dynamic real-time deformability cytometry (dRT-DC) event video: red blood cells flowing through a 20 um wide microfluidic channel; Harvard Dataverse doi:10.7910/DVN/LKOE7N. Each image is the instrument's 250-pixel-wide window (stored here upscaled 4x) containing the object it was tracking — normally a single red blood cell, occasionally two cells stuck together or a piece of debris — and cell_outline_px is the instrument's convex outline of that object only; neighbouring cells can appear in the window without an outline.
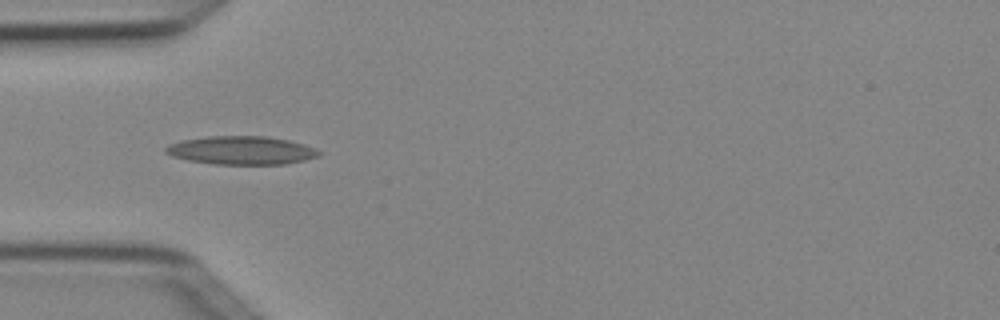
{"species": "Egyptian fruit bat (a non-hibernating species)", "species_latin": "Rousettus aegyptiacus", "temperature_condition": "cold", "stored_images_in_passage": 6, "camera_frame_rate_fps": 3000, "um_per_image_px": 0.085, "animal": {"sex": "female"}, "frame": {"image": 1, "passage_image": 4, "time_ms": 1.0, "image_size_px": [1000, 320], "cell_outline_px": [[320, 156], [304, 160], [284, 164], [212, 164], [188, 160], [172, 156], [164, 152], [164, 148], [168, 144], [184, 140], [208, 136], [264, 136], [288, 140], [304, 144], [316, 148], [320, 152]], "centroid_in_image_um": [20.51, 12.78], "position_along_channel_um": 64.5, "area_um2": 25.32}}
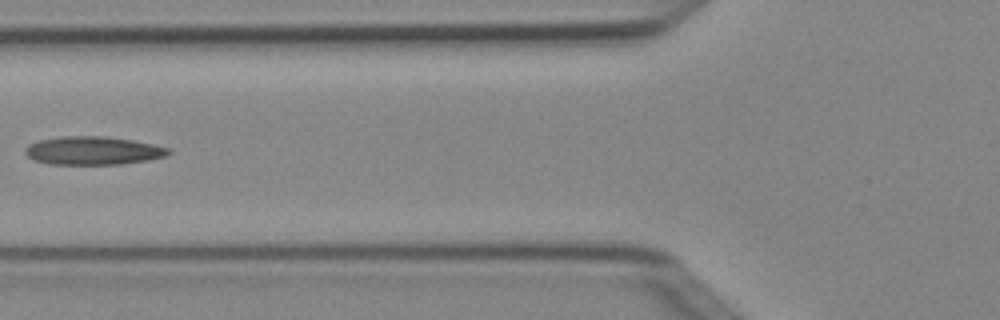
{"frame": {"image": 2, "passage_image": 5, "time_ms": 1.333, "image_size_px": [1000, 320], "cell_outline_px": [[172, 152], [168, 156], [148, 160], [120, 164], [48, 164], [36, 160], [28, 156], [24, 152], [24, 148], [28, 144], [40, 140], [64, 136], [104, 136], [132, 140], [172, 148]], "centroid_in_image_um": [7.95, 12.8], "position_along_channel_um": 117.9, "area_um2": 23.7}}
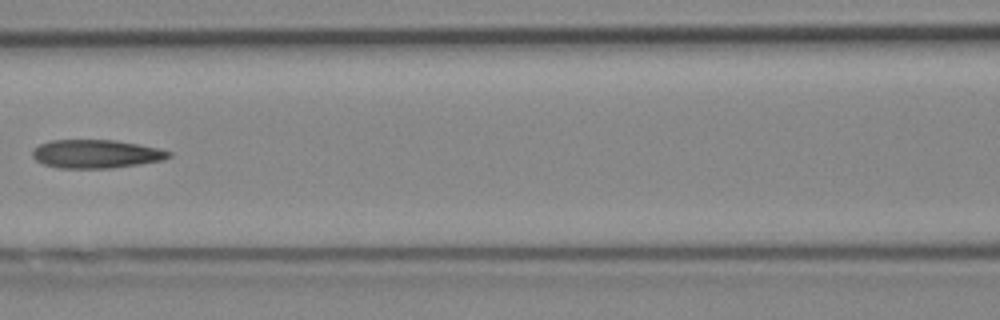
{"frame": {"image": 3, "passage_image": 6, "time_ms": 1.667, "image_size_px": [1000, 320], "cell_outline_px": [[172, 156], [164, 160], [140, 164], [112, 168], [60, 168], [44, 164], [36, 160], [32, 156], [32, 148], [40, 144], [52, 140], [116, 140], [160, 148], [172, 152]], "centroid_in_image_um": [8.19, 13.08], "position_along_channel_um": 158.4, "area_um2": 22.77}}